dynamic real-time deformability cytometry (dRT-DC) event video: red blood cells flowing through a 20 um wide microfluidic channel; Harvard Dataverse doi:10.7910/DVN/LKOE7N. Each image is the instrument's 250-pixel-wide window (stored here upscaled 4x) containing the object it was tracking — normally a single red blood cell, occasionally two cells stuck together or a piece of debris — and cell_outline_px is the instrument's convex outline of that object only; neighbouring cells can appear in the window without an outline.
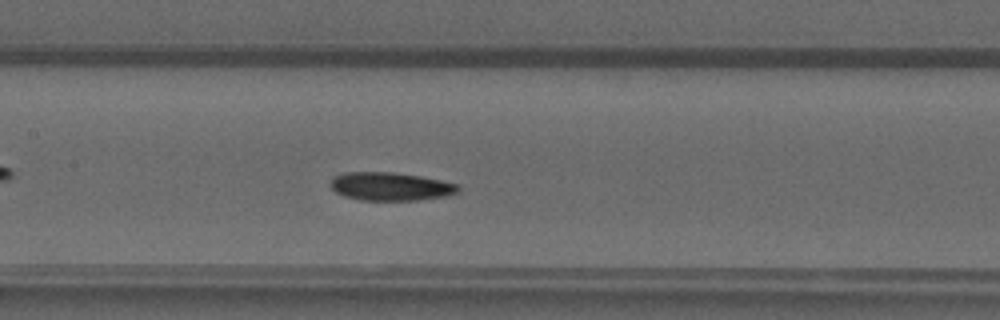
{"species": "common noctule bat (a hibernating species)", "species_latin": "Nyctalus noctula", "temperature_condition": "warm", "stored_images_in_passage": 36, "camera_frame_rate_fps": 3000, "um_per_image_px": 0.085, "animal": {"sex": "male", "forearm_length_mm": 52.5}, "frame": {"image": 1, "passage_image": 10, "time_ms": 3.0, "image_size_px": [1000, 320], "cell_outline_px": [[460, 192], [448, 196], [420, 200], [360, 200], [344, 196], [336, 192], [328, 184], [332, 176], [344, 172], [392, 172], [420, 176], [460, 184]], "centroid_in_image_um": [33.2, 15.85], "position_along_channel_um": 174.2, "area_um2": 21.39}}
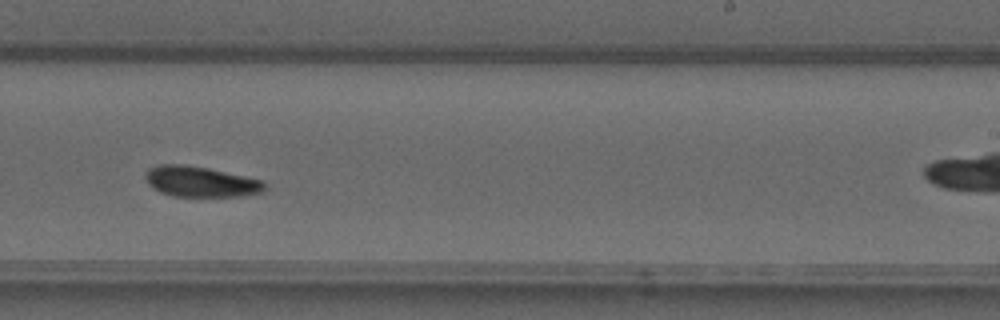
{"frame": {"image": 2, "passage_image": 17, "time_ms": 5.333, "image_size_px": [1000, 320], "cell_outline_px": [[264, 192], [240, 196], [172, 196], [160, 192], [152, 188], [148, 184], [144, 176], [144, 172], [148, 168], [160, 164], [184, 164], [208, 168], [264, 180]], "centroid_in_image_um": [17.01, 15.43], "position_along_channel_um": 272.0, "area_um2": 21.39}}
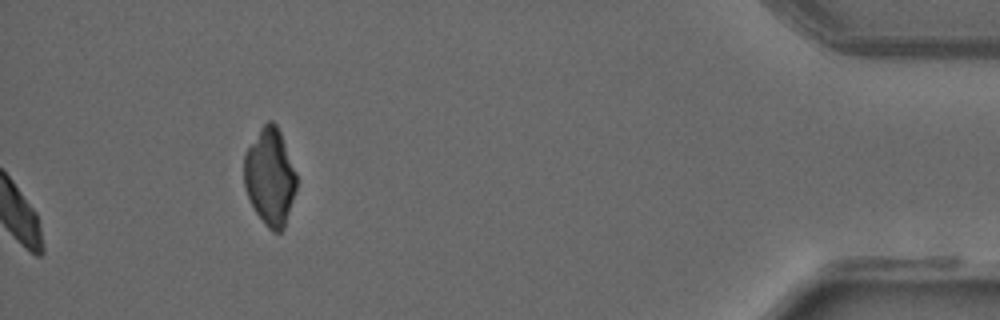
{"frame": {"image": 3, "passage_image": 36, "time_ms": 11.667, "image_size_px": [1000, 320], "cell_outline_px": [[296, 188], [284, 228], [280, 232], [272, 232], [264, 224], [256, 212], [244, 188], [244, 156], [248, 148], [264, 124], [268, 120], [272, 120], [276, 124], [280, 132], [296, 172]], "centroid_in_image_um": [22.94, 15.05], "position_along_channel_um": 412.3, "area_um2": 29.3}}